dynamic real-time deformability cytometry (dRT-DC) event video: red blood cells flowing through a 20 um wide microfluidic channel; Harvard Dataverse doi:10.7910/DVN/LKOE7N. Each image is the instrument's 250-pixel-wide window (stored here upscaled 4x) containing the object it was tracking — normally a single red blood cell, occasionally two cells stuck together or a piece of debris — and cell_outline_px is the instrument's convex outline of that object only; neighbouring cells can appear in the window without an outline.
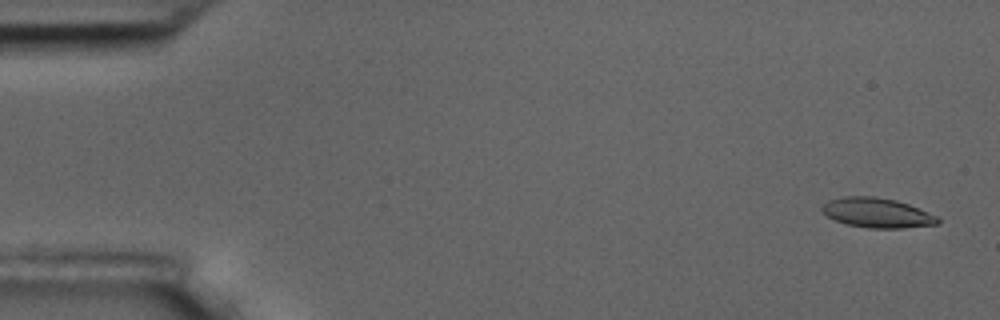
{"species": "common noctule bat (a hibernating species)", "species_latin": "Nyctalus noctula", "temperature_condition": "room temperature", "stored_images_in_passage": 55, "camera_frame_rate_fps": 3000, "um_per_image_px": 0.085, "animal": {"sex": "male", "body_mass_g": 17.5, "forearm_length_mm": 52.3}, "frame": {"image": 1, "passage_image": 2, "time_ms": 0.333, "image_size_px": [1000, 320], "cell_outline_px": [[940, 224], [904, 228], [868, 228], [844, 224], [828, 216], [820, 208], [828, 200], [844, 196], [872, 196], [896, 200], [908, 204], [936, 216], [940, 220]], "centroid_in_image_um": [74.54, 18.09], "position_along_channel_um": 10.5, "area_um2": 20.0}}
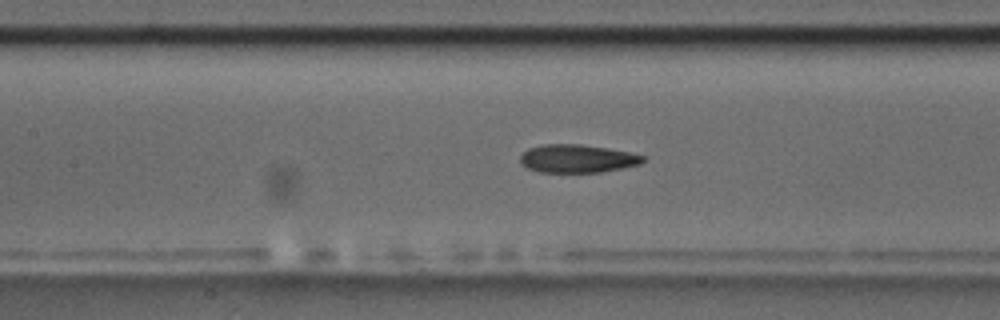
{"frame": {"image": 2, "passage_image": 25, "time_ms": 8.0, "image_size_px": [1000, 320], "cell_outline_px": [[648, 156], [640, 164], [600, 172], [540, 172], [528, 168], [520, 164], [520, 156], [528, 148], [544, 144], [580, 144], [608, 148]], "centroid_in_image_um": [49.06, 13.47], "position_along_channel_um": 158.3, "area_um2": 20.11}}
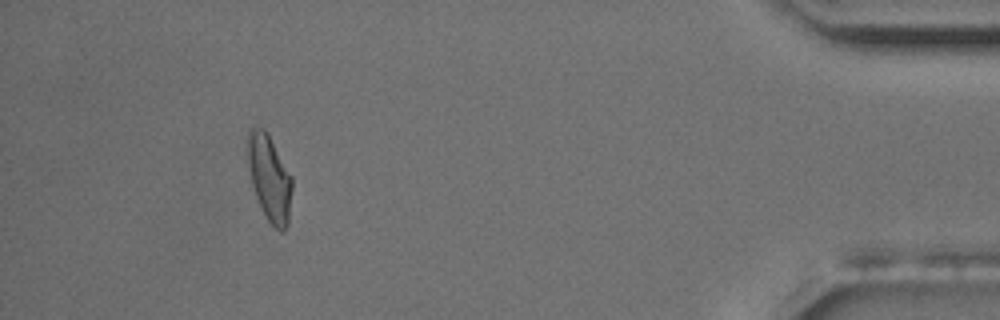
{"frame": {"image": 3, "passage_image": 51, "time_ms": 16.667, "image_size_px": [1000, 320], "cell_outline_px": [[292, 188], [288, 224], [284, 232], [280, 232], [268, 220], [256, 196], [252, 184], [248, 168], [244, 148], [244, 144], [248, 128], [252, 124], [264, 128], [268, 132], [292, 176]], "centroid_in_image_um": [22.85, 14.99], "position_along_channel_um": 412.3, "area_um2": 23.06}, "authors_computed_cell_mechanics": {"area_um2": 20.6924, "velocity_mm_per_s": 3.6319, "shape_relaxation_time_tau1_ms": null, "shape_relaxation_time_tau2_ms": 2.9155, "deformation_change_tau1": null, "deformation_change_tau2": 0.0996}}